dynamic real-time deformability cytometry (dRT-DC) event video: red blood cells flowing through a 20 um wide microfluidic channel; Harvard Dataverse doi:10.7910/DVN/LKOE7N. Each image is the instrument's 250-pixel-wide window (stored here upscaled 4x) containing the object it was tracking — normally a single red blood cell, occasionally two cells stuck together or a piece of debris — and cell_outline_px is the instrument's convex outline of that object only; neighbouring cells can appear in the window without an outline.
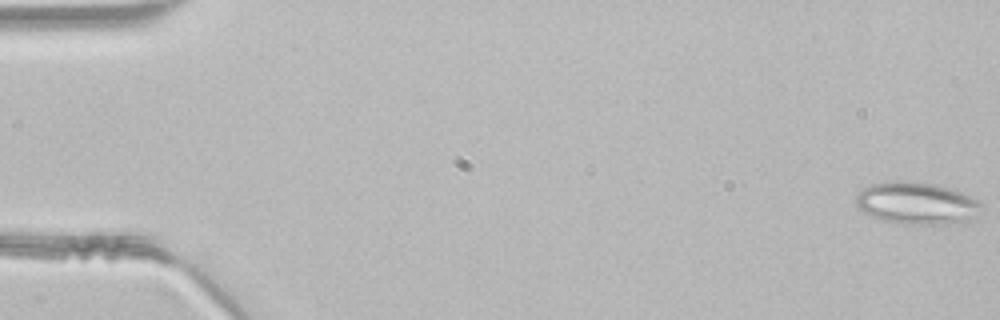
{"species": "common noctule bat (a hibernating species)", "species_latin": "Nyctalus noctula", "temperature_condition": "room temperature", "stored_images_in_passage": 47, "segment_of_instrument_passage": [1, 3], "camera_frame_rate_fps": 3000, "um_per_image_px": 0.085, "animal": {"sex": "male", "body_mass_g": 21.5, "forearm_length_mm": 52.0}, "frame": {"image": 1, "passage_image": 1, "time_ms": 0.0, "image_size_px": [1000, 320], "cell_outline_px": [[984, 208], [968, 224], [900, 224], [880, 220], [856, 208], [856, 196], [860, 188], [872, 184], [896, 180], [912, 180], [936, 184], [956, 188], [980, 200], [984, 204]], "centroid_in_image_um": [78.01, 17.27], "position_along_channel_um": 7.0, "area_um2": 32.25}}